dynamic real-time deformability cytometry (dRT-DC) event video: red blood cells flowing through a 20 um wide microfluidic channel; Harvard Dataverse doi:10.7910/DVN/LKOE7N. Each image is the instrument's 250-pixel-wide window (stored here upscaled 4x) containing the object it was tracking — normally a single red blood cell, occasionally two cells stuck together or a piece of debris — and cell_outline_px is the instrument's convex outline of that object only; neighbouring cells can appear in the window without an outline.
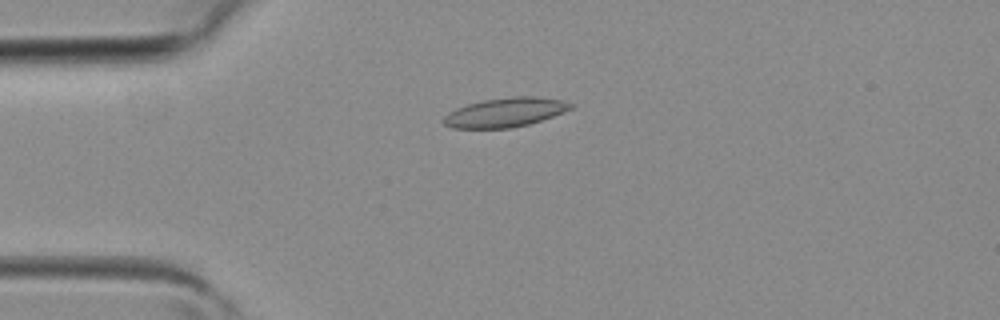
{"species": "common noctule bat (a hibernating species)", "species_latin": "Nyctalus noctula", "temperature_condition": "room temperature", "stored_images_in_passage": 2, "camera_frame_rate_fps": 3000, "um_per_image_px": 0.085, "animal": {"sex": "female", "body_mass_g": 19.3, "forearm_length_mm": 54.1}, "frame": {"image": 1, "passage_image": 2, "time_ms": 0.333, "image_size_px": [1000, 320], "cell_outline_px": [[576, 104], [572, 108], [564, 112], [528, 124], [508, 128], [452, 128], [444, 124], [440, 120], [448, 112], [456, 108], [468, 104], [484, 100], [512, 96], [532, 96], [564, 100]], "centroid_in_image_um": [42.93, 9.54], "position_along_channel_um": 42.1, "area_um2": 21.68}}